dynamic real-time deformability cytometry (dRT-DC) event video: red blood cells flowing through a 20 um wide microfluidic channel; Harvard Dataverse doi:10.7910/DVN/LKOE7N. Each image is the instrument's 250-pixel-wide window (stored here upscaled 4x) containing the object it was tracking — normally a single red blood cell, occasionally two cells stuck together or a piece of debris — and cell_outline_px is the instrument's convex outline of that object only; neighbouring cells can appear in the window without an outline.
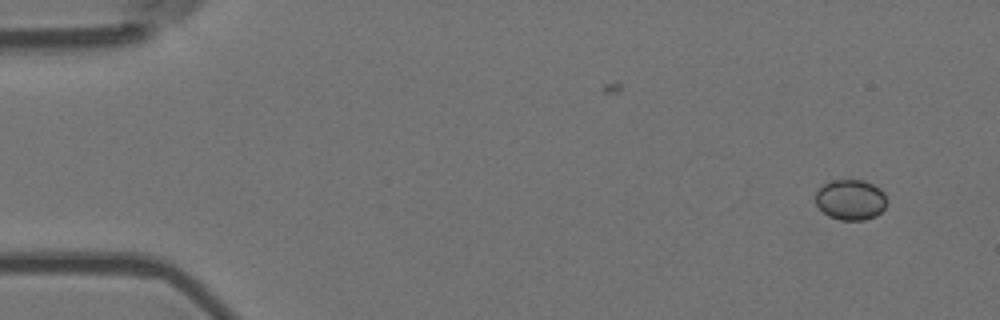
{"species": "Egyptian fruit bat (a non-hibernating species)", "species_latin": "Rousettus aegyptiacus", "temperature_condition": "room temperature", "stored_images_in_passage": 5, "camera_frame_rate_fps": 3000, "um_per_image_px": 0.085, "animal": {"sex": "female"}, "frame": {"image": 1, "passage_image": 1, "time_ms": 0.0, "image_size_px": [1000, 320], "cell_outline_px": [[884, 208], [876, 216], [864, 220], [840, 220], [828, 216], [816, 204], [816, 188], [832, 180], [864, 180], [880, 188], [884, 192]], "centroid_in_image_um": [72.27, 16.97], "position_along_channel_um": 12.7, "area_um2": 16.76}}